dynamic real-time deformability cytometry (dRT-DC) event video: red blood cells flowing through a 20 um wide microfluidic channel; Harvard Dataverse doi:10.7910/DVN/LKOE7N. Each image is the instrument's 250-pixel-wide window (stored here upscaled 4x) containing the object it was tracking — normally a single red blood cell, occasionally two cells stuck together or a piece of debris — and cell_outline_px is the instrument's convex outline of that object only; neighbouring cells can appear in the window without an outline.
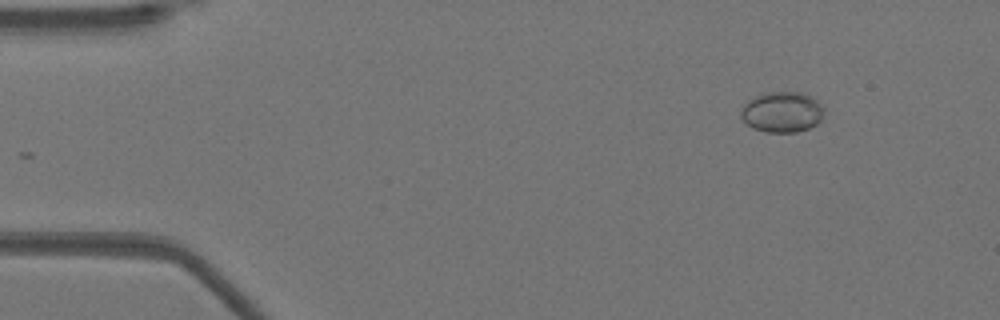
{"species": "Egyptian fruit bat (a non-hibernating species)", "species_latin": "Rousettus aegyptiacus", "temperature_condition": "warm", "stored_images_in_passage": 9, "camera_frame_rate_fps": 3000, "um_per_image_px": 0.085, "animal": {"sex": "female"}, "frame": {"image": 1, "passage_image": 1, "time_ms": 0.0, "image_size_px": [1000, 320], "cell_outline_px": [[824, 108], [820, 120], [816, 124], [808, 128], [796, 132], [768, 132], [752, 128], [740, 116], [740, 112], [744, 104], [748, 100], [756, 96], [768, 92], [800, 92], [812, 96]], "centroid_in_image_um": [66.46, 9.51], "position_along_channel_um": 18.5, "area_um2": 19.54}}